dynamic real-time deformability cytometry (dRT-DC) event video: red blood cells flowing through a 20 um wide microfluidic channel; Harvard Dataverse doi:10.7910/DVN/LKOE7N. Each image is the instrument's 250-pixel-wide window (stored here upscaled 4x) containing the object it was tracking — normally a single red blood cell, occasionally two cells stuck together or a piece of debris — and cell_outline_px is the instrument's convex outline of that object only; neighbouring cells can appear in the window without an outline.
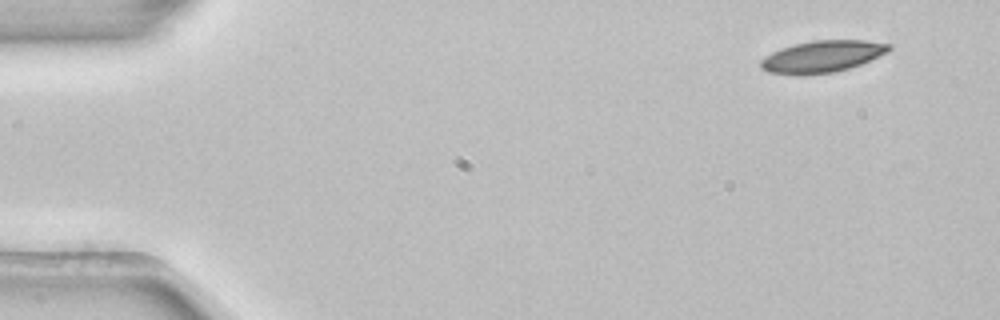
{"species": "common noctule bat (a hibernating species)", "species_latin": "Nyctalus noctula", "temperature_condition": "room temperature", "stored_images_in_passage": 3, "camera_frame_rate_fps": 3000, "um_per_image_px": 0.085, "animal": {"sex": "female", "body_mass_g": 22.7, "forearm_length_mm": 54.2}, "frame": {"image": 1, "passage_image": 1, "time_ms": 0.0, "image_size_px": [1000, 320], "cell_outline_px": [[892, 48], [888, 52], [860, 64], [848, 68], [832, 72], [768, 72], [760, 68], [760, 60], [764, 56], [772, 52], [796, 44], [812, 40], [864, 40], [892, 44]], "centroid_in_image_um": [69.95, 4.75], "position_along_channel_um": 15.0, "area_um2": 22.83}}